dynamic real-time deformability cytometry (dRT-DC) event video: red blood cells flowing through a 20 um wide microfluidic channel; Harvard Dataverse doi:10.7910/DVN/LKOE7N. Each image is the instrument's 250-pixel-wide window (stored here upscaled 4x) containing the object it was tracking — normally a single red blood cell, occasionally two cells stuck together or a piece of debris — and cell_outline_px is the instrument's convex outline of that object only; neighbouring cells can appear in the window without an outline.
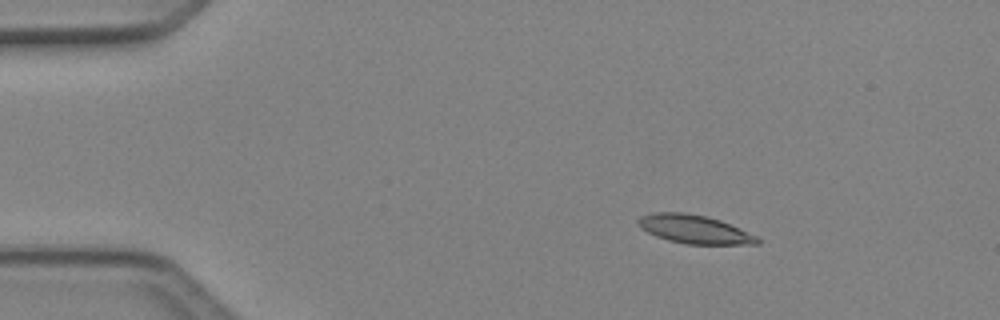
{"species": "Egyptian fruit bat (a non-hibernating species)", "species_latin": "Rousettus aegyptiacus", "temperature_condition": "cold", "stored_images_in_passage": 7, "camera_frame_rate_fps": 3000, "um_per_image_px": 0.085, "animal": {"sex": "female"}, "frame": {"image": 1, "passage_image": 2, "time_ms": 0.333, "image_size_px": [1000, 320], "cell_outline_px": [[760, 244], [688, 244], [668, 240], [656, 236], [640, 228], [636, 224], [636, 220], [640, 216], [652, 212], [688, 212], [708, 216], [720, 220], [756, 236], [760, 240]], "centroid_in_image_um": [58.96, 19.47], "position_along_channel_um": 26.0, "area_um2": 19.88}}
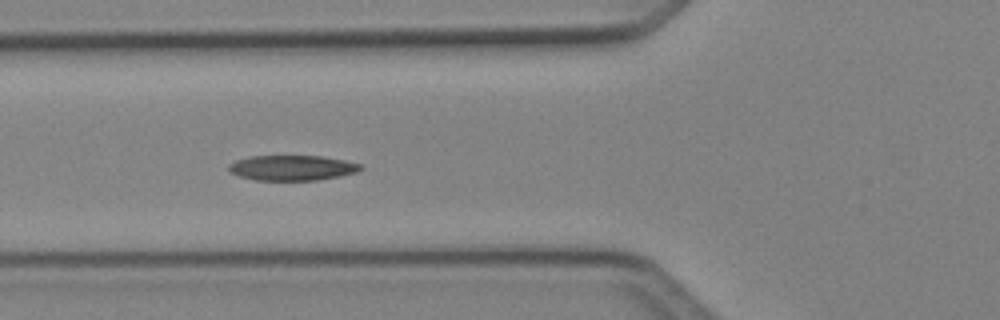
{"frame": {"image": 2, "passage_image": 5, "time_ms": 1.333, "image_size_px": [1000, 320], "cell_outline_px": [[364, 168], [356, 172], [340, 176], [316, 180], [256, 180], [240, 176], [228, 172], [228, 164], [236, 160], [252, 156], [320, 156], [344, 160], [364, 164]], "centroid_in_image_um": [24.84, 14.26], "position_along_channel_um": 101.0, "area_um2": 19.42}}
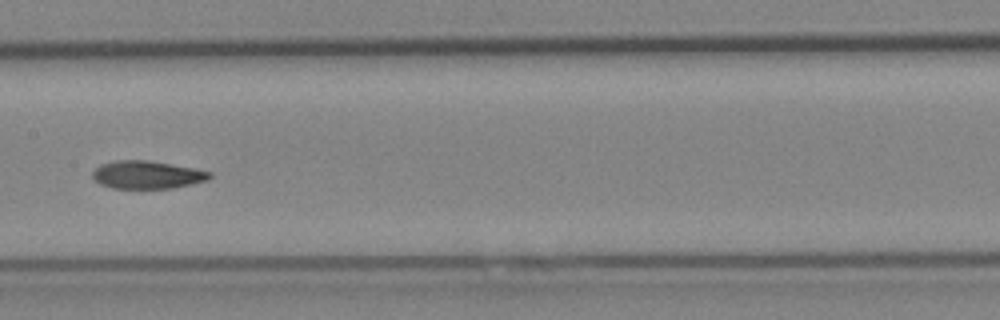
{"frame": {"image": 3, "passage_image": 7, "time_ms": 2.0, "image_size_px": [1000, 320], "cell_outline_px": [[212, 176], [208, 180], [172, 188], [112, 188], [100, 184], [92, 176], [92, 172], [100, 164], [116, 160], [148, 160], [172, 164], [212, 172]], "centroid_in_image_um": [12.49, 14.85], "position_along_channel_um": 194.9, "area_um2": 18.96}}